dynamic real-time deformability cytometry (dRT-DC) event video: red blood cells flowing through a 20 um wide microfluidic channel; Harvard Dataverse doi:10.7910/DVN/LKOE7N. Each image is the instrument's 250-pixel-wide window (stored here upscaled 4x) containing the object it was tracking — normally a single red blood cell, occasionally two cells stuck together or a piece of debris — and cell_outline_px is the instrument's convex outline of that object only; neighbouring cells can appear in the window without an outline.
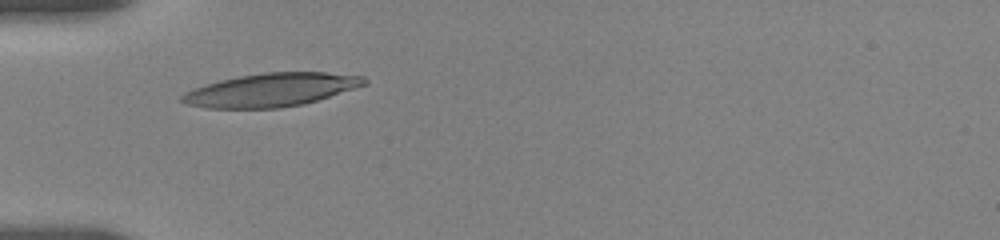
{"species": "human", "species_latin": "Homo sapiens", "temperature_condition": "room temperature", "stored_images_in_passage": 19, "camera_frame_rate_fps": 3000, "um_per_image_px": 0.085, "donor": {"sex": "female"}, "frame": {"image": 1, "passage_image": 1, "time_ms": 0.0, "image_size_px": [1000, 240], "cell_outline_px": [[368, 84], [356, 88], [304, 104], [280, 108], [208, 108], [184, 104], [180, 100], [180, 96], [184, 92], [204, 84], [236, 76], [264, 72], [324, 72], [364, 76], [368, 80]], "centroid_in_image_um": [23.03, 7.64], "position_along_channel_um": 62.0, "area_um2": 35.66}}
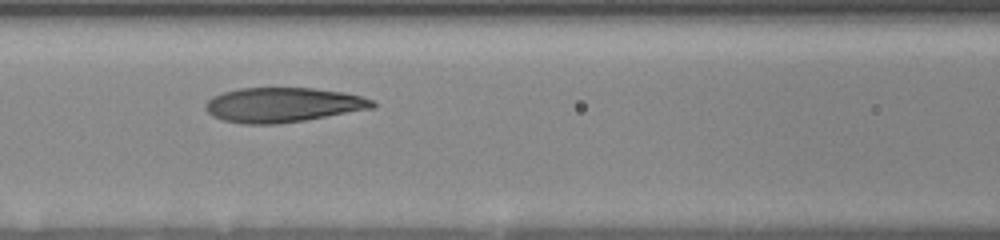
{"frame": {"image": 2, "passage_image": 11, "time_ms": 2.333, "image_size_px": [1000, 240], "cell_outline_px": [[376, 108], [304, 120], [276, 124], [240, 124], [224, 120], [212, 116], [204, 108], [204, 104], [212, 96], [224, 92], [240, 88], [312, 88], [344, 92], [360, 96], [372, 100], [376, 104]], "centroid_in_image_um": [24.03, 8.92], "position_along_channel_um": 142.6, "area_um2": 33.81}}
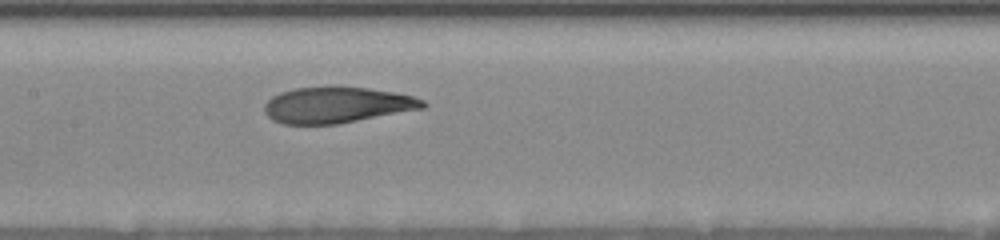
{"frame": {"image": 3, "passage_image": 16, "time_ms": 3.333, "image_size_px": [1000, 240], "cell_outline_px": [[428, 104], [424, 108], [336, 124], [284, 124], [268, 116], [264, 112], [264, 104], [272, 96], [280, 92], [296, 88], [336, 84], [368, 88], [392, 92], [412, 96], [424, 100]], "centroid_in_image_um": [28.62, 8.89], "position_along_channel_um": 178.8, "area_um2": 33.58}}